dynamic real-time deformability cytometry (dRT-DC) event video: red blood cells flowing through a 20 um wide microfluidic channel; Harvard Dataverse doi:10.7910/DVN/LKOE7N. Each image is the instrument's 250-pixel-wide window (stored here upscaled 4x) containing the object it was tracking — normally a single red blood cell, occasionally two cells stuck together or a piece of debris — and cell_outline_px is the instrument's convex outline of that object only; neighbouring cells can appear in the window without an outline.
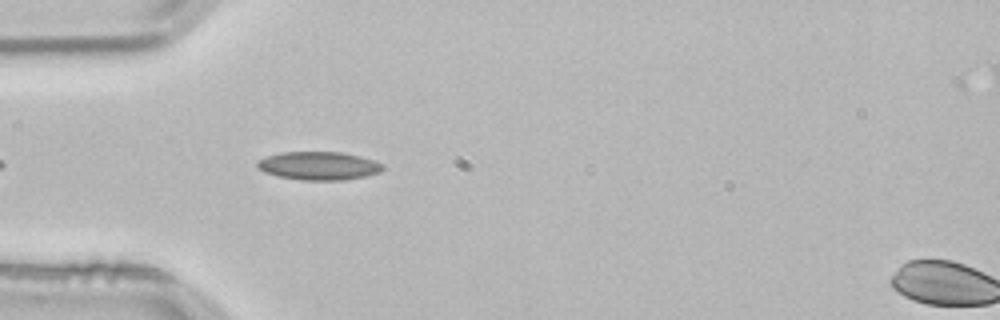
{"species": "common noctule bat (a hibernating species)", "species_latin": "Nyctalus noctula", "temperature_condition": "room temperature", "stored_images_in_passage": 8, "camera_frame_rate_fps": 3000, "um_per_image_px": 0.085, "animal": {"sex": "male", "body_mass_g": 21.5, "forearm_length_mm": 52.0}, "frame": {"image": 1, "passage_image": 4, "time_ms": 1.0, "image_size_px": [1000, 320], "cell_outline_px": [[384, 168], [380, 172], [364, 176], [344, 180], [304, 180], [280, 176], [268, 172], [260, 168], [256, 164], [260, 160], [268, 156], [284, 152], [340, 152], [360, 156], [384, 164]], "centroid_in_image_um": [27.16, 14.09], "position_along_channel_um": 57.8, "area_um2": 20.23}}